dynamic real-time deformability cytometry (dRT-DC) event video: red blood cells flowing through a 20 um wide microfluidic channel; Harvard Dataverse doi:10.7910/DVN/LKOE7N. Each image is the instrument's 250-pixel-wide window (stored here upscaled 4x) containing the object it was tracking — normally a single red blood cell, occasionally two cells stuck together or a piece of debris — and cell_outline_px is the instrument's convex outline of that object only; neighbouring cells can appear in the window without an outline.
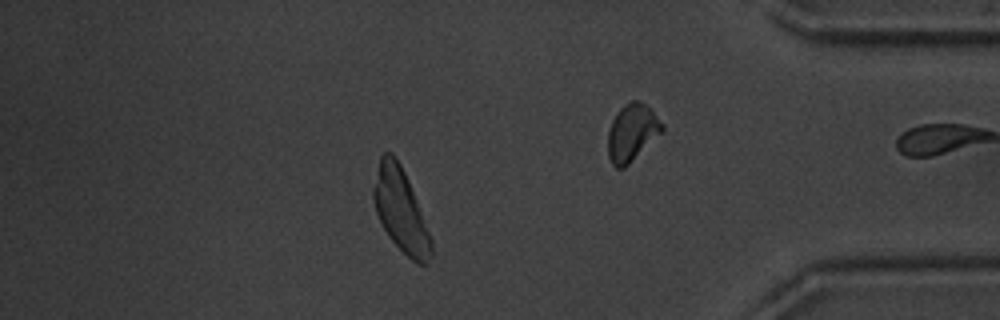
{"species": "common noctule bat (a hibernating species)", "species_latin": "Nyctalus noctula", "temperature_condition": "warm", "stored_images_in_passage": 53, "camera_frame_rate_fps": 3000, "um_per_image_px": 0.085, "animal": {"sex": "male", "body_mass_g": 20.1, "forearm_length_mm": 53.5}, "frame": {"image": 1, "passage_image": 46, "time_ms": 15.0, "image_size_px": [1000, 320], "cell_outline_px": [[432, 256], [428, 264], [416, 264], [388, 236], [376, 212], [372, 196], [372, 188], [380, 156], [384, 152], [392, 152], [396, 156], [408, 180], [432, 240]], "centroid_in_image_um": [34.04, 17.87], "position_along_channel_um": 401.2, "area_um2": 27.69}}